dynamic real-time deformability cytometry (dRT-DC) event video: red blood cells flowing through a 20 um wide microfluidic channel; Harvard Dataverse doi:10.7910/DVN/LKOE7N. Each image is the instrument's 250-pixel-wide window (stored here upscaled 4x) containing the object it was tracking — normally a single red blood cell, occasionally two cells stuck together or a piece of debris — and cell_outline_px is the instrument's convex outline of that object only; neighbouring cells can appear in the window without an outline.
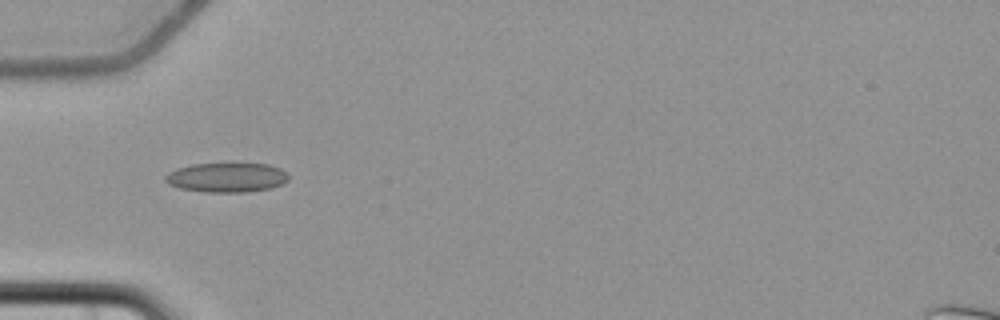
{"species": "common noctule bat (a hibernating species)", "species_latin": "Nyctalus noctula", "temperature_condition": "cold", "stored_images_in_passage": 7, "camera_frame_rate_fps": 3000, "um_per_image_px": 0.085, "animal": {"sex": "female", "body_mass_g": 22.7, "forearm_length_mm": 54.2}, "frame": {"image": 1, "passage_image": 6, "time_ms": 5.667, "image_size_px": [1000, 320], "cell_outline_px": [[288, 180], [272, 188], [244, 192], [208, 192], [180, 188], [168, 184], [164, 180], [164, 176], [168, 172], [176, 168], [192, 164], [232, 160], [268, 164], [280, 168], [288, 172]], "centroid_in_image_um": [19.27, 15.02], "position_along_channel_um": 65.7, "area_um2": 22.25}}
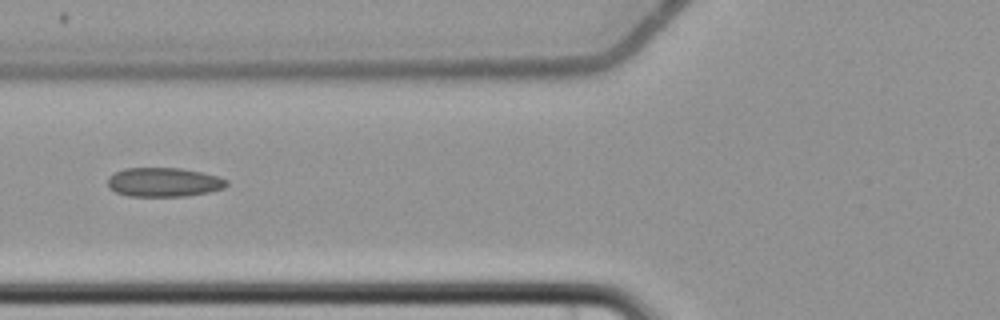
{"frame": {"image": 2, "passage_image": 7, "time_ms": 7.0, "image_size_px": [1000, 320], "cell_outline_px": [[228, 184], [224, 188], [208, 192], [184, 196], [128, 196], [116, 192], [108, 188], [108, 176], [124, 168], [180, 168], [220, 176], [228, 180]], "centroid_in_image_um": [13.92, 15.48], "position_along_channel_um": 111.9, "area_um2": 20.23}}